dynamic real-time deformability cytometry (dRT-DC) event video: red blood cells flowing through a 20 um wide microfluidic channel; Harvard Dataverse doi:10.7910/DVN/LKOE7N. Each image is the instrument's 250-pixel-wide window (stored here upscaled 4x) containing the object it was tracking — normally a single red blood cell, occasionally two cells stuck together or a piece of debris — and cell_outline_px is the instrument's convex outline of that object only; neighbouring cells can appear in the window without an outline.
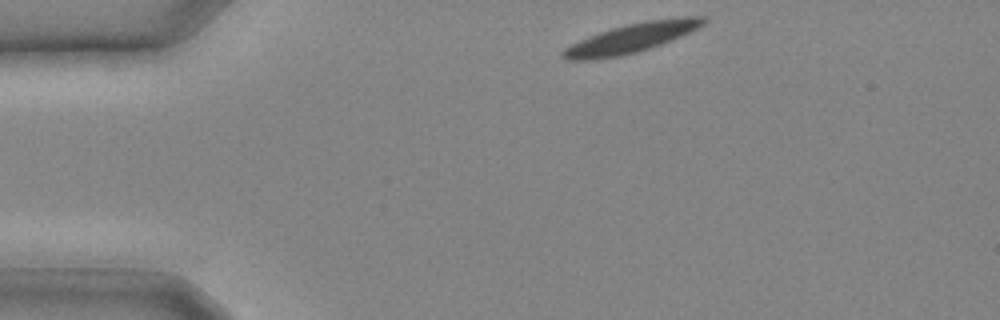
{"species": "common noctule bat (a hibernating species)", "species_latin": "Nyctalus noctula", "temperature_condition": "cold", "stored_images_in_passage": 6, "camera_frame_rate_fps": 3000, "um_per_image_px": 0.085, "animal": {"sex": "male", "body_mass_g": 20.4}, "frame": {"image": 1, "passage_image": 1, "time_ms": 0.0, "image_size_px": [1000, 320], "cell_outline_px": [[708, 20], [704, 24], [680, 36], [660, 44], [636, 52], [620, 56], [592, 60], [568, 60], [560, 56], [560, 52], [564, 48], [580, 40], [600, 32], [612, 28], [628, 24], [648, 20], [684, 16], [704, 16]], "centroid_in_image_um": [53.64, 3.23], "position_along_channel_um": 31.4, "area_um2": 23.64}}
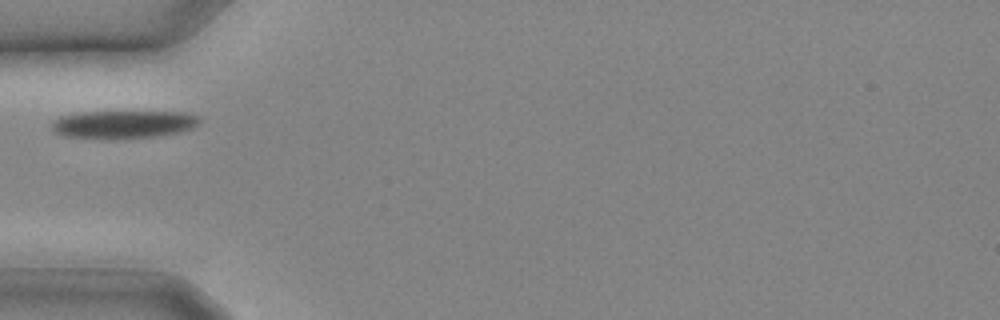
{"frame": {"image": 2, "passage_image": 5, "time_ms": 1.333, "image_size_px": [1000, 320], "cell_outline_px": [[200, 120], [192, 128], [180, 132], [156, 136], [120, 140], [100, 140], [64, 136], [56, 132], [52, 128], [52, 120], [60, 116], [80, 112], [184, 112], [196, 116]], "centroid_in_image_um": [10.42, 10.6], "position_along_channel_um": 74.6, "area_um2": 24.45}}